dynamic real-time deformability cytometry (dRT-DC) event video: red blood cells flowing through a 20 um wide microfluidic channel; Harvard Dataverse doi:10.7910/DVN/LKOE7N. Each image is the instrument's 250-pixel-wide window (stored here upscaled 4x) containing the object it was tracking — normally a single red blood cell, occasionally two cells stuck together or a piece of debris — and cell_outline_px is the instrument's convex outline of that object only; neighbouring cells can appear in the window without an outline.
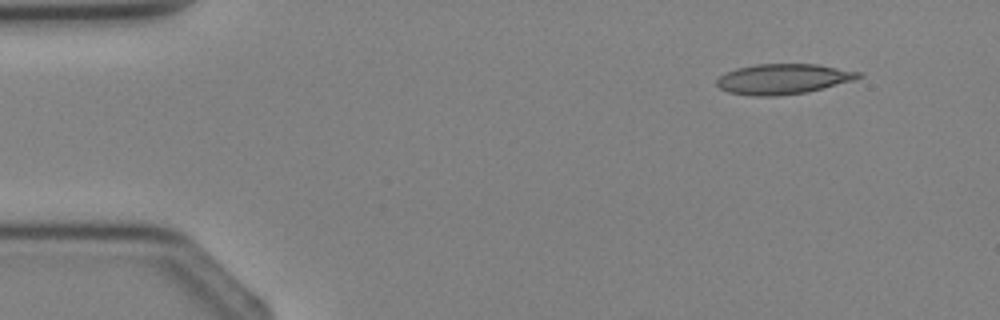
{"species": "Egyptian fruit bat (a non-hibernating species)", "species_latin": "Rousettus aegyptiacus", "temperature_condition": "cold", "stored_images_in_passage": 3, "camera_frame_rate_fps": 3000, "um_per_image_px": 0.085, "animal": {"sex": "female"}, "frame": {"image": 1, "passage_image": 1, "time_ms": 0.0, "image_size_px": [1000, 320], "cell_outline_px": [[864, 76], [856, 80], [808, 92], [776, 96], [752, 96], [728, 92], [720, 88], [716, 84], [716, 80], [720, 76], [736, 68], [756, 64], [816, 64], [864, 72]], "centroid_in_image_um": [66.63, 6.71], "position_along_channel_um": 18.4, "area_um2": 25.26}}
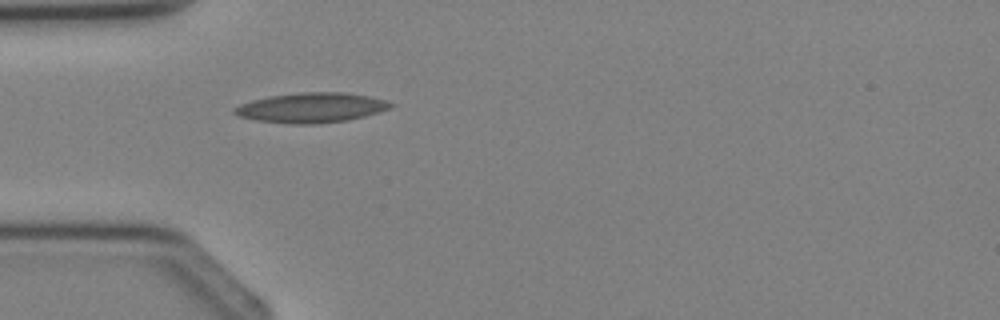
{"frame": {"image": 2, "passage_image": 3, "time_ms": 2.333, "image_size_px": [1000, 320], "cell_outline_px": [[396, 104], [392, 108], [364, 116], [348, 120], [312, 124], [292, 124], [256, 120], [240, 116], [232, 112], [232, 108], [240, 104], [252, 100], [268, 96], [300, 92], [344, 92], [368, 96], [388, 100]], "centroid_in_image_um": [26.48, 9.14], "position_along_channel_um": 58.5, "area_um2": 27.34}}